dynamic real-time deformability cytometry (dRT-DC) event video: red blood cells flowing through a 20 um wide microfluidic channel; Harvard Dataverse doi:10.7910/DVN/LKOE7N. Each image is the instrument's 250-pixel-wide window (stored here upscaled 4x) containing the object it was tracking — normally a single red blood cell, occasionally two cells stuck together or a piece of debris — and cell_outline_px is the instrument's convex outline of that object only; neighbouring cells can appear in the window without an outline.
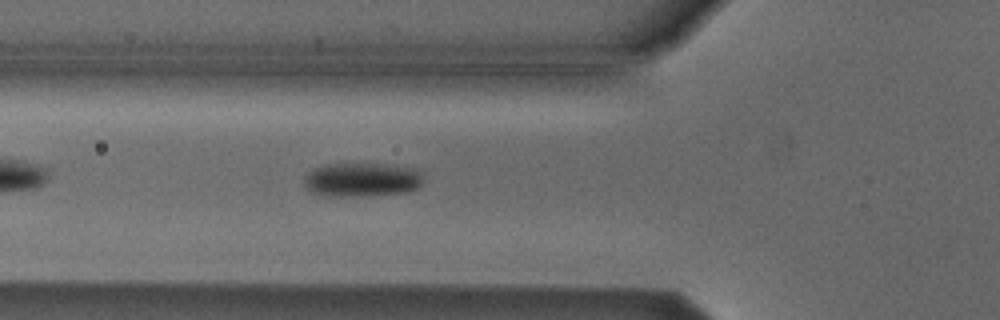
{"species": "Egyptian fruit bat (a non-hibernating species)", "species_latin": "Rousettus aegyptiacus", "temperature_condition": "cold", "stored_images_in_passage": 31, "camera_frame_rate_fps": 3000, "um_per_image_px": 0.085, "animal": {"sex": "male"}, "frame": {"image": 1, "passage_image": 7, "time_ms": 2.0, "image_size_px": [1000, 320], "cell_outline_px": [[424, 180], [416, 188], [404, 192], [364, 196], [324, 196], [312, 192], [304, 184], [304, 176], [308, 172], [324, 164], [396, 164], [412, 168], [420, 172]], "centroid_in_image_um": [30.75, 15.27], "position_along_channel_um": 95.0, "area_um2": 23.64}}
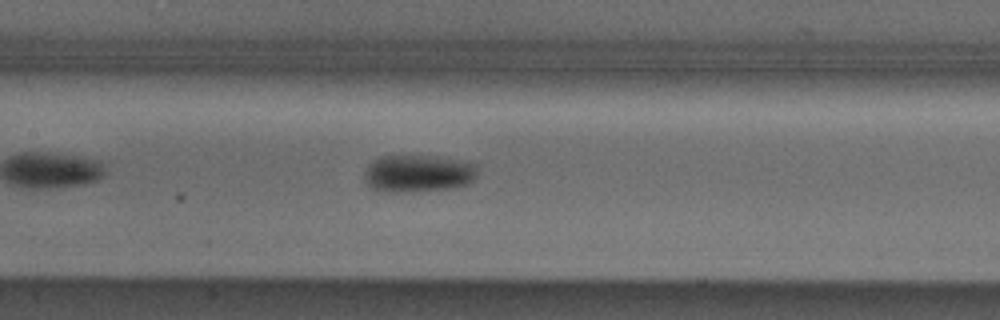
{"frame": {"image": 2, "passage_image": 13, "time_ms": 4.0, "image_size_px": [1000, 320], "cell_outline_px": [[476, 176], [468, 184], [452, 188], [412, 192], [376, 192], [364, 180], [364, 172], [372, 160], [380, 156], [436, 156], [476, 164]], "centroid_in_image_um": [35.49, 14.76], "position_along_channel_um": 171.9, "area_um2": 24.8}}
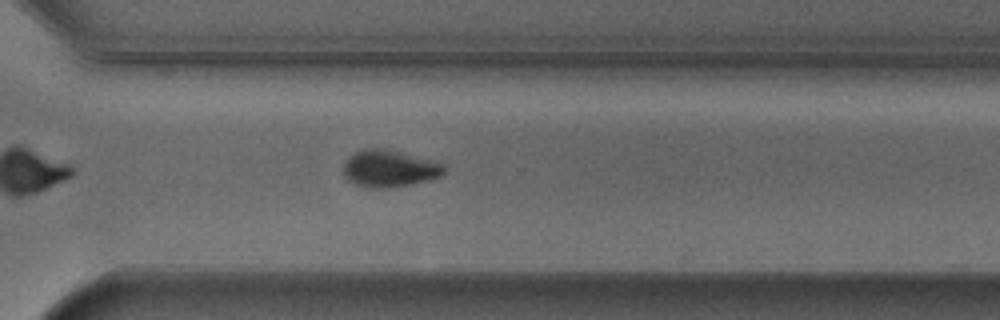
{"frame": {"image": 3, "passage_image": 26, "time_ms": 8.333, "image_size_px": [1000, 320], "cell_outline_px": [[444, 172], [440, 176], [412, 184], [384, 188], [368, 188], [356, 184], [348, 180], [344, 176], [344, 160], [348, 156], [364, 148], [380, 148], [428, 160], [440, 164], [444, 168]], "centroid_in_image_um": [33.0, 14.34], "position_along_channel_um": 337.6, "area_um2": 21.1}}